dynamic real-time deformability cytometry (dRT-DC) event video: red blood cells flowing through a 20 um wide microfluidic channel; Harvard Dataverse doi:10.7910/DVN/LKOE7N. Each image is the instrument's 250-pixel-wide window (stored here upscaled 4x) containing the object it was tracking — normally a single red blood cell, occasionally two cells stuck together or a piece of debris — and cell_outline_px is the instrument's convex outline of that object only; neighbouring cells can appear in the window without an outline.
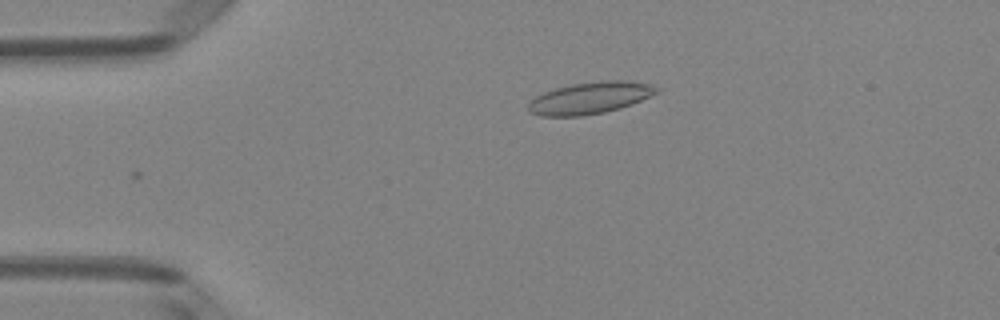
{"species": "Egyptian fruit bat (a non-hibernating species)", "species_latin": "Rousettus aegyptiacus", "temperature_condition": "room temperature", "stored_images_in_passage": 30, "camera_frame_rate_fps": 3000, "um_per_image_px": 0.085, "animal": {"sex": "female"}, "frame": {"image": 1, "passage_image": 1, "time_ms": 0.0, "image_size_px": [1000, 320], "cell_outline_px": [[660, 92], [632, 104], [620, 108], [604, 112], [580, 116], [540, 116], [528, 112], [528, 104], [536, 96], [544, 92], [556, 88], [572, 84], [600, 80], [628, 80], [652, 84], [660, 88]], "centroid_in_image_um": [50.19, 8.31], "position_along_channel_um": 34.8, "area_um2": 23.99}}
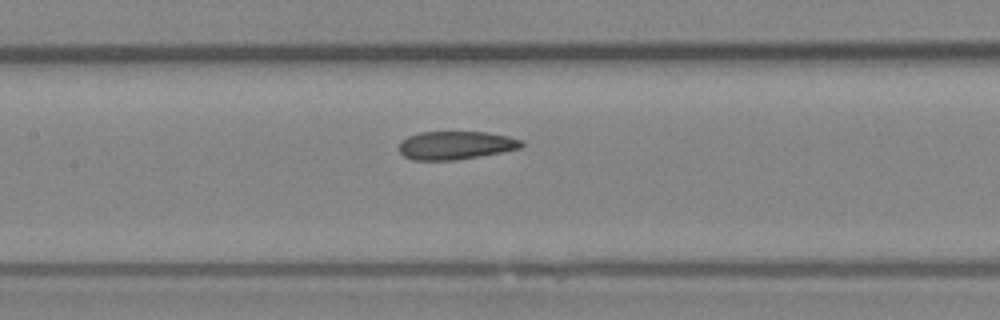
{"frame": {"image": 2, "passage_image": 14, "time_ms": 4.333, "image_size_px": [1000, 320], "cell_outline_px": [[524, 144], [520, 148], [500, 152], [456, 160], [412, 160], [404, 156], [400, 152], [400, 140], [408, 136], [420, 132], [488, 132], [508, 136], [524, 140]], "centroid_in_image_um": [38.73, 12.34], "position_along_channel_um": 168.7, "area_um2": 20.17}}
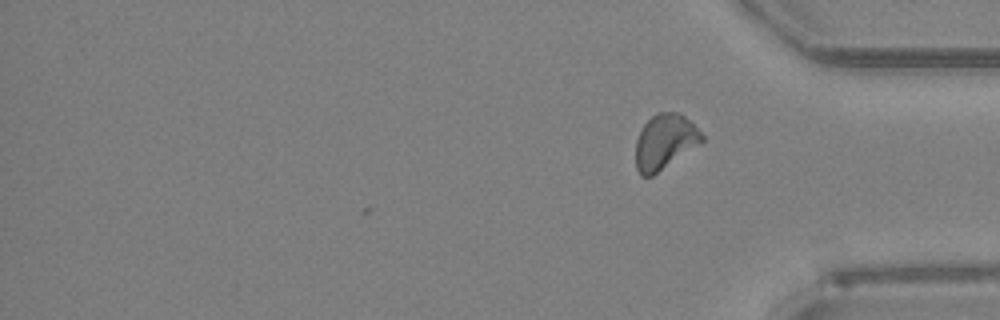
{"frame": {"image": 3, "passage_image": 30, "time_ms": 9.667, "image_size_px": [1000, 320], "cell_outline_px": [[704, 140], [652, 176], [640, 176], [636, 168], [636, 140], [644, 124], [656, 112], [680, 112], [704, 136]], "centroid_in_image_um": [56.47, 12.04], "position_along_channel_um": 378.7, "area_um2": 20.81}, "authors_computed_cell_mechanics": {"area_um2": 20.9236, "velocity_mm_per_s": 4.0386, "shape_relaxation_time_tau1_ms": null, "shape_relaxation_time_tau2_ms": 2.1311, "deformation_change_tau1": null, "deformation_change_tau2": 0.0832}}